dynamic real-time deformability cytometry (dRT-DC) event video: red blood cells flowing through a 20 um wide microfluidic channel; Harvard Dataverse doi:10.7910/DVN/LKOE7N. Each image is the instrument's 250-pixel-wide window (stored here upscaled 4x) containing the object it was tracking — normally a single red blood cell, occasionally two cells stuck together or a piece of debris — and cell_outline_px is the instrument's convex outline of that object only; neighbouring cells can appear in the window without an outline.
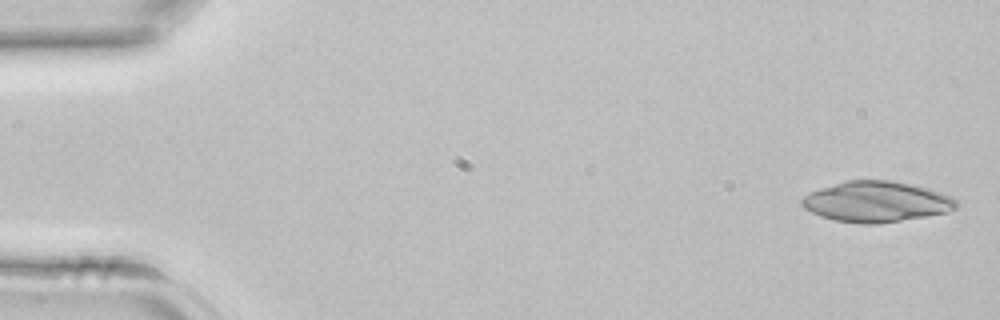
{"species": "common noctule bat (a hibernating species)", "species_latin": "Nyctalus noctula", "temperature_condition": "room temperature", "stored_images_in_passage": 41, "camera_frame_rate_fps": 3000, "um_per_image_px": 0.085, "animal": {"sex": "female", "body_mass_g": 22.7, "forearm_length_mm": 54.2}, "frame": {"image": 1, "passage_image": 1, "time_ms": 0.0, "image_size_px": [1000, 320], "cell_outline_px": [[960, 204], [956, 208], [944, 212], [928, 216], [876, 224], [860, 224], [836, 220], [820, 216], [804, 208], [800, 204], [800, 200], [804, 196], [820, 188], [848, 180], [892, 180], [912, 184], [928, 188], [952, 196]], "centroid_in_image_um": [74.51, 17.14], "position_along_channel_um": 10.5, "area_um2": 36.59}}